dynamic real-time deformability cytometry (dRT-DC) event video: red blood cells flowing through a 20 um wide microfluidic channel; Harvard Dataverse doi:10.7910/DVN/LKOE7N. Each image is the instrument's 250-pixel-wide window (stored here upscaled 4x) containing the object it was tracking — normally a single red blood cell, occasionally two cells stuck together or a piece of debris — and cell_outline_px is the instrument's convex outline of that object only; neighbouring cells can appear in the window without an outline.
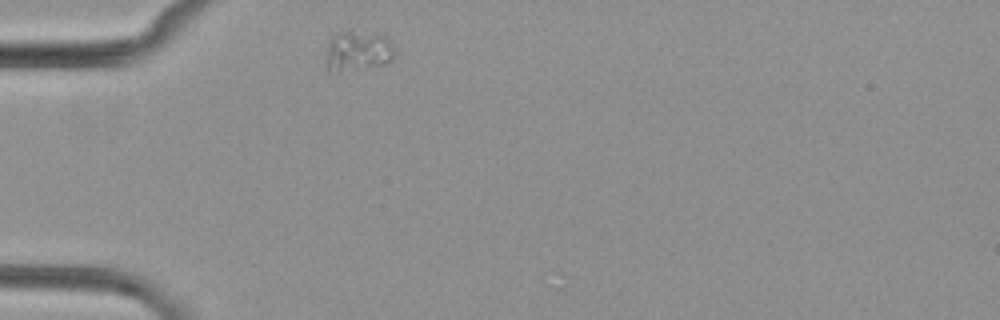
{"species": "common noctule bat (a hibernating species)", "species_latin": "Nyctalus noctula", "temperature_condition": "cold", "stored_images_in_passage": 6, "camera_frame_rate_fps": 3000, "um_per_image_px": 0.085, "animal": {"sex": "female", "body_mass_g": 29.2, "forearm_length_mm": 56.3}, "frame": {"image": 1, "passage_image": 1, "time_ms": 0.0, "image_size_px": [1000, 320], "cell_outline_px": [[392, 60], [388, 64], [340, 72], [328, 72], [328, 40], [336, 32], [352, 32], [384, 36], [392, 44]], "centroid_in_image_um": [30.39, 4.37], "position_along_channel_um": 54.6, "area_um2": 15.66}}